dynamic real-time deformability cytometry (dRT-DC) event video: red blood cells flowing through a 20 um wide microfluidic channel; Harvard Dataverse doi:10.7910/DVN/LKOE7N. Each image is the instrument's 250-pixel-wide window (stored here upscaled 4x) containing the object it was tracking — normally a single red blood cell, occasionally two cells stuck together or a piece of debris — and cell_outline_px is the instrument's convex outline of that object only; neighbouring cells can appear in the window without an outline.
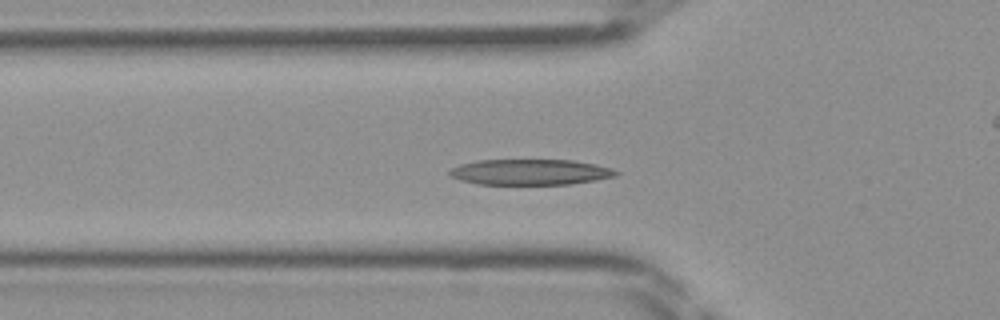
{"species": "Egyptian fruit bat (a non-hibernating species)", "species_latin": "Rousettus aegyptiacus", "temperature_condition": "room temperature", "stored_images_in_passage": 39, "camera_frame_rate_fps": 3000, "um_per_image_px": 0.085, "frame": {"image": 1, "passage_image": 8, "time_ms": 2.333, "image_size_px": [1000, 320], "cell_outline_px": [[620, 172], [616, 176], [572, 184], [480, 184], [460, 180], [452, 176], [448, 172], [452, 168], [460, 164], [476, 160], [572, 160], [596, 164], [612, 168]], "centroid_in_image_um": [45.09, 14.62], "position_along_channel_um": 80.7, "area_um2": 24.85}}
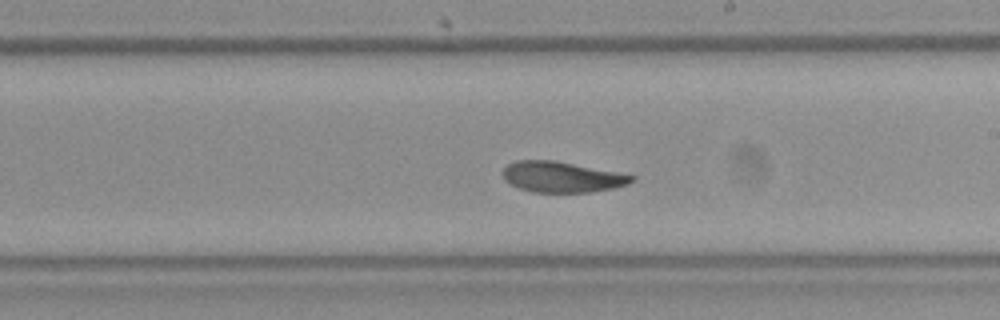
{"frame": {"image": 2, "passage_image": 19, "time_ms": 6.0, "image_size_px": [1000, 320], "cell_outline_px": [[636, 180], [628, 184], [612, 188], [588, 192], [532, 192], [520, 188], [504, 180], [500, 172], [508, 164], [516, 160], [556, 160], [636, 176]], "centroid_in_image_um": [47.73, 15.03], "position_along_channel_um": 241.3, "area_um2": 23.06}}
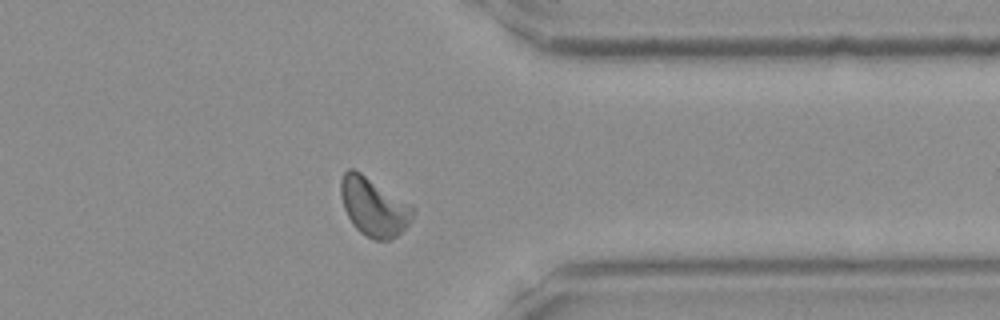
{"frame": {"image": 3, "passage_image": 29, "time_ms": 9.333, "image_size_px": [1000, 320], "cell_outline_px": [[416, 208], [412, 220], [392, 240], [376, 240], [360, 232], [352, 224], [344, 208], [340, 196], [340, 180], [344, 172], [348, 168], [352, 168], [360, 172], [412, 204]], "centroid_in_image_um": [31.78, 17.56], "position_along_channel_um": 379.6, "area_um2": 24.68}}